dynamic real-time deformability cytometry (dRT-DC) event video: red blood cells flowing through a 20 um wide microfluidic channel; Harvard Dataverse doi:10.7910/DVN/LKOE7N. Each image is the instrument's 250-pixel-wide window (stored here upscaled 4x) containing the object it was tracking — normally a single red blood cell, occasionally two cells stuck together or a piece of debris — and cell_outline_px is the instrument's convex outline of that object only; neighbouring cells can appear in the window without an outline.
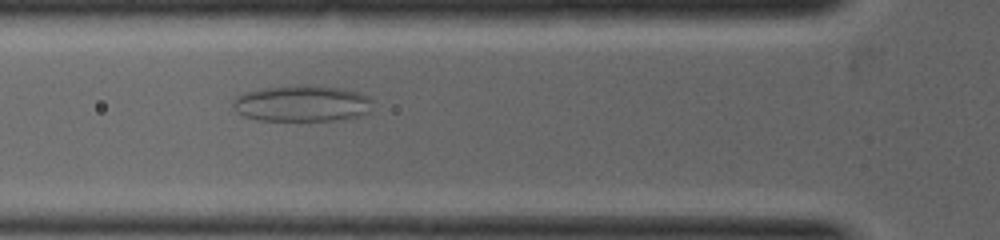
{"species": "common noctule bat (a hibernating species)", "species_latin": "Nyctalus noctula", "temperature_condition": "warm", "stored_images_in_passage": 16, "segment_of_instrument_passage": [1, 2], "camera_frame_rate_fps": 5000, "um_per_image_px": 0.085, "animal": {"sex": "female", "body_mass_g": 19.0, "forearm_length_mm": 53.3}, "frame": {"image": 1, "passage_image": 7, "time_ms": 1.6, "image_size_px": [1000, 240], "cell_outline_px": [[372, 100], [368, 112], [360, 116], [332, 120], [260, 120], [244, 116], [236, 112], [232, 108], [232, 100], [236, 96], [244, 92], [264, 88], [340, 88], [360, 92], [368, 96]], "centroid_in_image_um": [25.62, 8.84], "position_along_channel_um": 100.2, "area_um2": 28.5}}
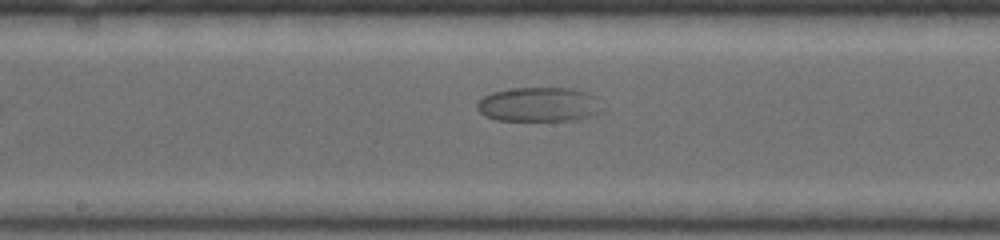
{"frame": {"image": 2, "passage_image": 12, "time_ms": 3.0, "image_size_px": [1000, 240], "cell_outline_px": [[604, 112], [572, 120], [496, 120], [484, 116], [476, 108], [476, 104], [484, 96], [492, 92], [512, 88], [572, 88], [588, 92], [604, 108]], "centroid_in_image_um": [45.8, 8.88], "position_along_channel_um": 202.4, "area_um2": 25.09}}
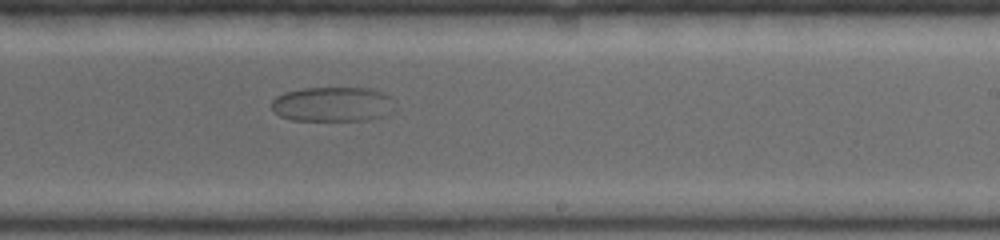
{"frame": {"image": 3, "passage_image": 15, "time_ms": 3.8, "image_size_px": [1000, 240], "cell_outline_px": [[396, 108], [384, 116], [368, 120], [292, 120], [280, 116], [272, 108], [272, 100], [276, 96], [284, 92], [304, 88], [368, 88], [380, 92], [388, 96]], "centroid_in_image_um": [28.26, 8.86], "position_along_channel_um": 260.7, "area_um2": 24.85}}